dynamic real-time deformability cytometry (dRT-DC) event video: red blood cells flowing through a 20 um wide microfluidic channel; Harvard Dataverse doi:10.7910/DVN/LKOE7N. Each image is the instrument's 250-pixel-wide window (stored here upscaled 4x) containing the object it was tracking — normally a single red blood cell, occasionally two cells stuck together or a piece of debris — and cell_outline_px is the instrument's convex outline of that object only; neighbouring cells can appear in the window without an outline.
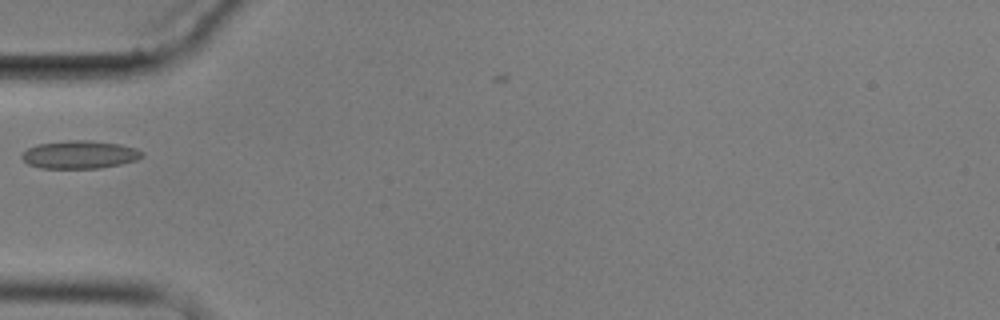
{"species": "common noctule bat (a hibernating species)", "species_latin": "Nyctalus noctula", "temperature_condition": "cold", "stored_images_in_passage": 3, "camera_frame_rate_fps": 3000, "um_per_image_px": 0.085, "animal": {"sex": "male", "body_mass_g": 17.9}, "frame": {"image": 1, "passage_image": 2, "time_ms": 2.0, "image_size_px": [1000, 320], "cell_outline_px": [[144, 156], [136, 160], [120, 164], [100, 168], [40, 168], [28, 164], [20, 156], [28, 148], [36, 144], [72, 140], [88, 140], [120, 144], [136, 148], [144, 152]], "centroid_in_image_um": [6.79, 13.14], "position_along_channel_um": 78.2, "area_um2": 19.59}}